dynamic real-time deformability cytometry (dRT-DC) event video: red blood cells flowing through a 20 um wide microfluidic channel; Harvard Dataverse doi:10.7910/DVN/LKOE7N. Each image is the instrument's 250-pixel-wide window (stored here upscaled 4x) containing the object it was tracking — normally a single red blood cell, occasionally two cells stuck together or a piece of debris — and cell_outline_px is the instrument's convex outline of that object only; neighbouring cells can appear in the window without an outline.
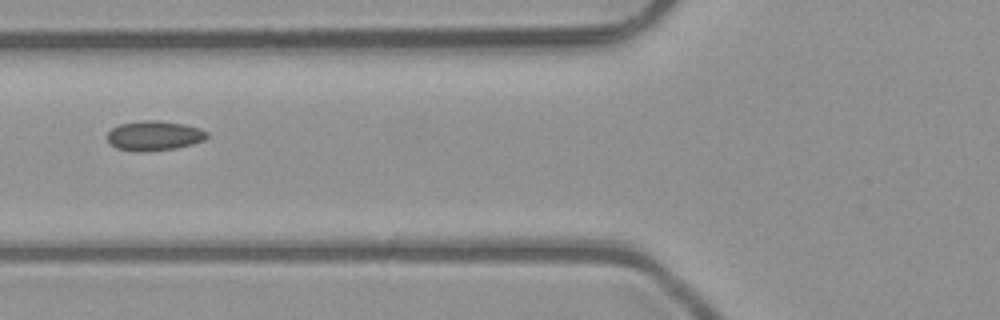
{"species": "common noctule bat (a hibernating species)", "species_latin": "Nyctalus noctula", "temperature_condition": "room temperature", "stored_images_in_passage": 6, "camera_frame_rate_fps": 3000, "um_per_image_px": 0.085, "animal": {"sex": "male", "body_mass_g": 23.1, "forearm_length_mm": 52.7}, "frame": {"image": 1, "passage_image": 6, "time_ms": 1.667, "image_size_px": [1000, 320], "cell_outline_px": [[208, 136], [204, 140], [192, 144], [176, 148], [144, 152], [140, 152], [116, 148], [108, 140], [108, 132], [112, 128], [120, 124], [140, 120], [156, 120], [184, 124], [200, 128], [208, 132]], "centroid_in_image_um": [13.12, 11.53], "position_along_channel_um": 112.7, "area_um2": 17.28}}